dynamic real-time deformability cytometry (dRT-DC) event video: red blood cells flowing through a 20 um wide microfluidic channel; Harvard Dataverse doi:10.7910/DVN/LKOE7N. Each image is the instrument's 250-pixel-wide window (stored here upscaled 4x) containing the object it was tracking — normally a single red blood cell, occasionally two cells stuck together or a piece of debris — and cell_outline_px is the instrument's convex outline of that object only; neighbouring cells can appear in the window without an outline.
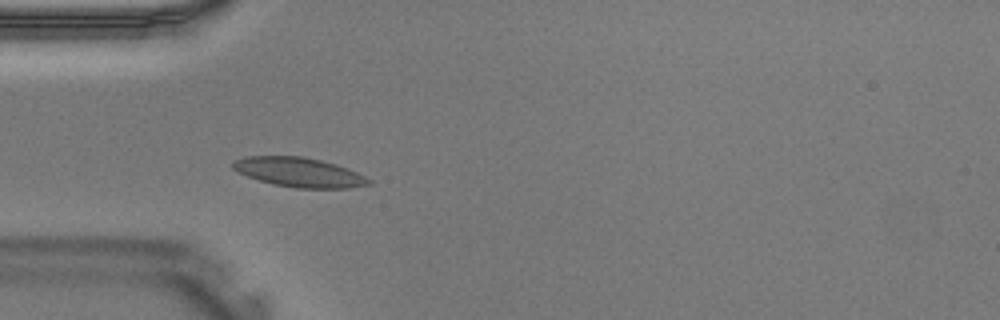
{"species": "Egyptian fruit bat (a non-hibernating species)", "species_latin": "Rousettus aegyptiacus", "temperature_condition": "warm", "stored_images_in_passage": 40, "camera_frame_rate_fps": 3000, "um_per_image_px": 0.085, "animal": {"sex": "male"}, "frame": {"image": 1, "passage_image": 12, "time_ms": 3.667, "image_size_px": [1000, 320], "cell_outline_px": [[372, 184], [348, 188], [296, 188], [272, 184], [248, 176], [232, 168], [232, 160], [248, 156], [304, 156], [336, 164], [348, 168], [372, 180]], "centroid_in_image_um": [25.44, 14.64], "position_along_channel_um": 59.6, "area_um2": 23.29}}